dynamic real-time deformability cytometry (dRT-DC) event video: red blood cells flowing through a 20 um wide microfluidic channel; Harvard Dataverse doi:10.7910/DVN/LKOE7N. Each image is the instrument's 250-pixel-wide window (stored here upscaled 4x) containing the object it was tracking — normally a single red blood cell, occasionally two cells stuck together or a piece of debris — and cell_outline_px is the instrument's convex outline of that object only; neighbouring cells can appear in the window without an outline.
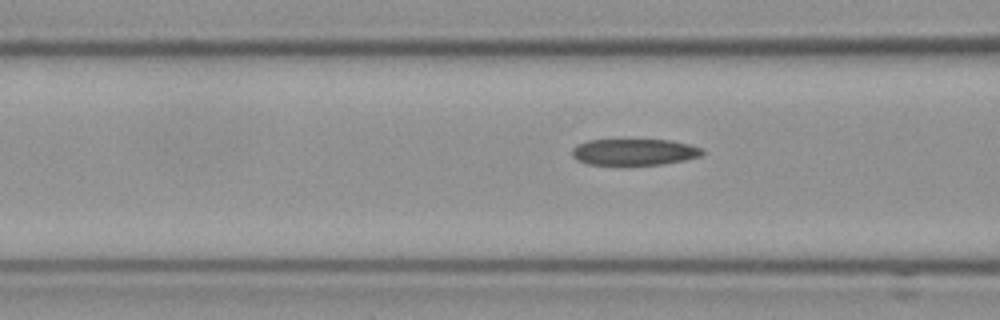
{"species": "Egyptian fruit bat (a non-hibernating species)", "species_latin": "Rousettus aegyptiacus", "temperature_condition": "cold", "stored_images_in_passage": 10, "camera_frame_rate_fps": 3000, "um_per_image_px": 0.085, "frame": {"image": 1, "passage_image": 7, "time_ms": 2.0, "image_size_px": [1000, 320], "cell_outline_px": [[704, 156], [664, 164], [588, 164], [576, 160], [572, 156], [572, 148], [576, 144], [588, 140], [672, 140], [704, 148]], "centroid_in_image_um": [53.94, 12.91], "position_along_channel_um": 112.7, "area_um2": 20.11}}